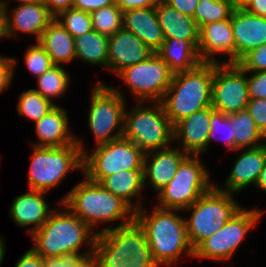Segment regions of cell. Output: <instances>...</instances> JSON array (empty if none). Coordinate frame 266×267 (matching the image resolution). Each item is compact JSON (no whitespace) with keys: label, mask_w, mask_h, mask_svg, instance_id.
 <instances>
[{"label":"cell","mask_w":266,"mask_h":267,"mask_svg":"<svg viewBox=\"0 0 266 267\" xmlns=\"http://www.w3.org/2000/svg\"><path fill=\"white\" fill-rule=\"evenodd\" d=\"M17 59L9 56L0 55V93L6 91L14 78V70ZM5 90V91H4Z\"/></svg>","instance_id":"40"},{"label":"cell","mask_w":266,"mask_h":267,"mask_svg":"<svg viewBox=\"0 0 266 267\" xmlns=\"http://www.w3.org/2000/svg\"><path fill=\"white\" fill-rule=\"evenodd\" d=\"M173 74L162 58L153 52L146 60L124 68L116 76L124 81L136 102L151 104L162 100Z\"/></svg>","instance_id":"13"},{"label":"cell","mask_w":266,"mask_h":267,"mask_svg":"<svg viewBox=\"0 0 266 267\" xmlns=\"http://www.w3.org/2000/svg\"><path fill=\"white\" fill-rule=\"evenodd\" d=\"M213 139L224 142V145H226L228 149L235 152V132L233 125L229 122V115L217 111L211 106V121L207 150Z\"/></svg>","instance_id":"35"},{"label":"cell","mask_w":266,"mask_h":267,"mask_svg":"<svg viewBox=\"0 0 266 267\" xmlns=\"http://www.w3.org/2000/svg\"><path fill=\"white\" fill-rule=\"evenodd\" d=\"M17 111L19 115L29 118L34 123L44 117L56 103L44 98L34 89L25 90L19 95Z\"/></svg>","instance_id":"33"},{"label":"cell","mask_w":266,"mask_h":267,"mask_svg":"<svg viewBox=\"0 0 266 267\" xmlns=\"http://www.w3.org/2000/svg\"><path fill=\"white\" fill-rule=\"evenodd\" d=\"M237 151H241L240 155L235 159L224 186L215 185L219 190L233 194L240 193L249 185L255 186L266 161V150L261 146Z\"/></svg>","instance_id":"17"},{"label":"cell","mask_w":266,"mask_h":267,"mask_svg":"<svg viewBox=\"0 0 266 267\" xmlns=\"http://www.w3.org/2000/svg\"><path fill=\"white\" fill-rule=\"evenodd\" d=\"M246 110L259 130L266 125V98L249 99Z\"/></svg>","instance_id":"41"},{"label":"cell","mask_w":266,"mask_h":267,"mask_svg":"<svg viewBox=\"0 0 266 267\" xmlns=\"http://www.w3.org/2000/svg\"><path fill=\"white\" fill-rule=\"evenodd\" d=\"M152 53L132 32L122 28L108 39L107 70L117 75L124 68L146 60Z\"/></svg>","instance_id":"21"},{"label":"cell","mask_w":266,"mask_h":267,"mask_svg":"<svg viewBox=\"0 0 266 267\" xmlns=\"http://www.w3.org/2000/svg\"><path fill=\"white\" fill-rule=\"evenodd\" d=\"M188 156L179 147H168L144 154V186L148 182L158 193L175 176L180 163Z\"/></svg>","instance_id":"19"},{"label":"cell","mask_w":266,"mask_h":267,"mask_svg":"<svg viewBox=\"0 0 266 267\" xmlns=\"http://www.w3.org/2000/svg\"><path fill=\"white\" fill-rule=\"evenodd\" d=\"M122 28L132 32L149 49L156 52L165 40L155 7L126 10Z\"/></svg>","instance_id":"24"},{"label":"cell","mask_w":266,"mask_h":267,"mask_svg":"<svg viewBox=\"0 0 266 267\" xmlns=\"http://www.w3.org/2000/svg\"><path fill=\"white\" fill-rule=\"evenodd\" d=\"M247 89L250 99L266 98V71L247 72Z\"/></svg>","instance_id":"39"},{"label":"cell","mask_w":266,"mask_h":267,"mask_svg":"<svg viewBox=\"0 0 266 267\" xmlns=\"http://www.w3.org/2000/svg\"><path fill=\"white\" fill-rule=\"evenodd\" d=\"M235 7L245 9L253 0H233Z\"/></svg>","instance_id":"52"},{"label":"cell","mask_w":266,"mask_h":267,"mask_svg":"<svg viewBox=\"0 0 266 267\" xmlns=\"http://www.w3.org/2000/svg\"><path fill=\"white\" fill-rule=\"evenodd\" d=\"M38 42L54 65L63 66L76 60L74 37L56 19L44 30Z\"/></svg>","instance_id":"27"},{"label":"cell","mask_w":266,"mask_h":267,"mask_svg":"<svg viewBox=\"0 0 266 267\" xmlns=\"http://www.w3.org/2000/svg\"><path fill=\"white\" fill-rule=\"evenodd\" d=\"M109 37L92 30L74 38L76 59L107 69Z\"/></svg>","instance_id":"29"},{"label":"cell","mask_w":266,"mask_h":267,"mask_svg":"<svg viewBox=\"0 0 266 267\" xmlns=\"http://www.w3.org/2000/svg\"><path fill=\"white\" fill-rule=\"evenodd\" d=\"M146 105L137 102L129 112L125 109L123 137L144 153L170 147L174 143L173 125L161 102Z\"/></svg>","instance_id":"7"},{"label":"cell","mask_w":266,"mask_h":267,"mask_svg":"<svg viewBox=\"0 0 266 267\" xmlns=\"http://www.w3.org/2000/svg\"><path fill=\"white\" fill-rule=\"evenodd\" d=\"M260 146L266 150V125L260 129Z\"/></svg>","instance_id":"50"},{"label":"cell","mask_w":266,"mask_h":267,"mask_svg":"<svg viewBox=\"0 0 266 267\" xmlns=\"http://www.w3.org/2000/svg\"><path fill=\"white\" fill-rule=\"evenodd\" d=\"M255 187L256 189L258 188L259 190L266 192V161L264 163L263 169L260 172V176Z\"/></svg>","instance_id":"49"},{"label":"cell","mask_w":266,"mask_h":267,"mask_svg":"<svg viewBox=\"0 0 266 267\" xmlns=\"http://www.w3.org/2000/svg\"><path fill=\"white\" fill-rule=\"evenodd\" d=\"M115 2L124 12L126 10L155 7L158 0H115Z\"/></svg>","instance_id":"45"},{"label":"cell","mask_w":266,"mask_h":267,"mask_svg":"<svg viewBox=\"0 0 266 267\" xmlns=\"http://www.w3.org/2000/svg\"><path fill=\"white\" fill-rule=\"evenodd\" d=\"M69 73L61 65H54L37 78L38 88L34 89L44 98L52 100L62 97L69 89Z\"/></svg>","instance_id":"31"},{"label":"cell","mask_w":266,"mask_h":267,"mask_svg":"<svg viewBox=\"0 0 266 267\" xmlns=\"http://www.w3.org/2000/svg\"><path fill=\"white\" fill-rule=\"evenodd\" d=\"M24 59L26 68L36 79L54 66L50 56L39 42L27 48Z\"/></svg>","instance_id":"37"},{"label":"cell","mask_w":266,"mask_h":267,"mask_svg":"<svg viewBox=\"0 0 266 267\" xmlns=\"http://www.w3.org/2000/svg\"><path fill=\"white\" fill-rule=\"evenodd\" d=\"M55 19L74 37L93 30L89 12L70 8L61 11ZM62 19V20H61Z\"/></svg>","instance_id":"36"},{"label":"cell","mask_w":266,"mask_h":267,"mask_svg":"<svg viewBox=\"0 0 266 267\" xmlns=\"http://www.w3.org/2000/svg\"><path fill=\"white\" fill-rule=\"evenodd\" d=\"M214 63L201 62L197 67L174 73L169 88L160 101L174 126L196 111L211 106Z\"/></svg>","instance_id":"5"},{"label":"cell","mask_w":266,"mask_h":267,"mask_svg":"<svg viewBox=\"0 0 266 267\" xmlns=\"http://www.w3.org/2000/svg\"><path fill=\"white\" fill-rule=\"evenodd\" d=\"M20 4H34V3H43V0H16Z\"/></svg>","instance_id":"53"},{"label":"cell","mask_w":266,"mask_h":267,"mask_svg":"<svg viewBox=\"0 0 266 267\" xmlns=\"http://www.w3.org/2000/svg\"><path fill=\"white\" fill-rule=\"evenodd\" d=\"M235 9L233 0H200L193 19L198 28L216 21L231 19Z\"/></svg>","instance_id":"32"},{"label":"cell","mask_w":266,"mask_h":267,"mask_svg":"<svg viewBox=\"0 0 266 267\" xmlns=\"http://www.w3.org/2000/svg\"><path fill=\"white\" fill-rule=\"evenodd\" d=\"M156 53L173 73L191 70L202 62L197 49L183 39L165 38Z\"/></svg>","instance_id":"28"},{"label":"cell","mask_w":266,"mask_h":267,"mask_svg":"<svg viewBox=\"0 0 266 267\" xmlns=\"http://www.w3.org/2000/svg\"><path fill=\"white\" fill-rule=\"evenodd\" d=\"M95 267H158L153 261L146 232L134 219L124 226H107L97 231Z\"/></svg>","instance_id":"3"},{"label":"cell","mask_w":266,"mask_h":267,"mask_svg":"<svg viewBox=\"0 0 266 267\" xmlns=\"http://www.w3.org/2000/svg\"><path fill=\"white\" fill-rule=\"evenodd\" d=\"M94 85L90 94L88 125L97 146L123 137L127 105L119 88L108 86L101 80Z\"/></svg>","instance_id":"10"},{"label":"cell","mask_w":266,"mask_h":267,"mask_svg":"<svg viewBox=\"0 0 266 267\" xmlns=\"http://www.w3.org/2000/svg\"><path fill=\"white\" fill-rule=\"evenodd\" d=\"M231 27L236 49V63L249 51L266 43V18L235 7Z\"/></svg>","instance_id":"20"},{"label":"cell","mask_w":266,"mask_h":267,"mask_svg":"<svg viewBox=\"0 0 266 267\" xmlns=\"http://www.w3.org/2000/svg\"><path fill=\"white\" fill-rule=\"evenodd\" d=\"M93 30L107 37L122 29L123 11L116 5L102 7L90 13Z\"/></svg>","instance_id":"34"},{"label":"cell","mask_w":266,"mask_h":267,"mask_svg":"<svg viewBox=\"0 0 266 267\" xmlns=\"http://www.w3.org/2000/svg\"><path fill=\"white\" fill-rule=\"evenodd\" d=\"M166 3L180 11L182 14L193 18L195 8L200 0H164Z\"/></svg>","instance_id":"46"},{"label":"cell","mask_w":266,"mask_h":267,"mask_svg":"<svg viewBox=\"0 0 266 267\" xmlns=\"http://www.w3.org/2000/svg\"><path fill=\"white\" fill-rule=\"evenodd\" d=\"M93 258L44 259V267H91Z\"/></svg>","instance_id":"42"},{"label":"cell","mask_w":266,"mask_h":267,"mask_svg":"<svg viewBox=\"0 0 266 267\" xmlns=\"http://www.w3.org/2000/svg\"><path fill=\"white\" fill-rule=\"evenodd\" d=\"M77 145L64 147H37L31 144L33 154L28 170V187L49 192L59 186L71 170H83V153L87 148L76 136Z\"/></svg>","instance_id":"6"},{"label":"cell","mask_w":266,"mask_h":267,"mask_svg":"<svg viewBox=\"0 0 266 267\" xmlns=\"http://www.w3.org/2000/svg\"><path fill=\"white\" fill-rule=\"evenodd\" d=\"M69 122L67 110L56 104L34 124L38 142H34L33 146L64 147L77 145L76 135L71 132Z\"/></svg>","instance_id":"22"},{"label":"cell","mask_w":266,"mask_h":267,"mask_svg":"<svg viewBox=\"0 0 266 267\" xmlns=\"http://www.w3.org/2000/svg\"><path fill=\"white\" fill-rule=\"evenodd\" d=\"M113 4H116L115 0H73L72 8L91 13Z\"/></svg>","instance_id":"43"},{"label":"cell","mask_w":266,"mask_h":267,"mask_svg":"<svg viewBox=\"0 0 266 267\" xmlns=\"http://www.w3.org/2000/svg\"><path fill=\"white\" fill-rule=\"evenodd\" d=\"M214 185L200 155H188L180 163L171 181L158 192L156 207L185 212Z\"/></svg>","instance_id":"9"},{"label":"cell","mask_w":266,"mask_h":267,"mask_svg":"<svg viewBox=\"0 0 266 267\" xmlns=\"http://www.w3.org/2000/svg\"><path fill=\"white\" fill-rule=\"evenodd\" d=\"M237 64L246 72L266 71V43L246 53Z\"/></svg>","instance_id":"38"},{"label":"cell","mask_w":266,"mask_h":267,"mask_svg":"<svg viewBox=\"0 0 266 267\" xmlns=\"http://www.w3.org/2000/svg\"><path fill=\"white\" fill-rule=\"evenodd\" d=\"M229 122L235 132V151L260 146V130L246 109L230 114Z\"/></svg>","instance_id":"30"},{"label":"cell","mask_w":266,"mask_h":267,"mask_svg":"<svg viewBox=\"0 0 266 267\" xmlns=\"http://www.w3.org/2000/svg\"><path fill=\"white\" fill-rule=\"evenodd\" d=\"M83 178L59 200V203L64 204L96 234L97 231L93 228H96L97 224L120 221V227L134 220L135 212L124 201L100 183L90 181L85 176Z\"/></svg>","instance_id":"4"},{"label":"cell","mask_w":266,"mask_h":267,"mask_svg":"<svg viewBox=\"0 0 266 267\" xmlns=\"http://www.w3.org/2000/svg\"><path fill=\"white\" fill-rule=\"evenodd\" d=\"M100 184L124 201L134 212L143 207L141 200L142 190L145 188L143 170L119 171L106 176ZM135 197H138L137 203L132 202Z\"/></svg>","instance_id":"26"},{"label":"cell","mask_w":266,"mask_h":267,"mask_svg":"<svg viewBox=\"0 0 266 267\" xmlns=\"http://www.w3.org/2000/svg\"><path fill=\"white\" fill-rule=\"evenodd\" d=\"M211 106L196 111L183 118L173 126L174 141L178 140L179 148L188 155H202L207 151L210 132Z\"/></svg>","instance_id":"18"},{"label":"cell","mask_w":266,"mask_h":267,"mask_svg":"<svg viewBox=\"0 0 266 267\" xmlns=\"http://www.w3.org/2000/svg\"><path fill=\"white\" fill-rule=\"evenodd\" d=\"M263 213L258 208L248 210L242 207L220 230L203 240L193 250V259L219 262L229 260L249 231L258 224Z\"/></svg>","instance_id":"12"},{"label":"cell","mask_w":266,"mask_h":267,"mask_svg":"<svg viewBox=\"0 0 266 267\" xmlns=\"http://www.w3.org/2000/svg\"><path fill=\"white\" fill-rule=\"evenodd\" d=\"M245 9L254 15L266 18V0H253Z\"/></svg>","instance_id":"48"},{"label":"cell","mask_w":266,"mask_h":267,"mask_svg":"<svg viewBox=\"0 0 266 267\" xmlns=\"http://www.w3.org/2000/svg\"><path fill=\"white\" fill-rule=\"evenodd\" d=\"M47 192L29 189L28 192L14 198L10 207V218L16 225L20 227L31 226L27 230L29 234H33L48 219L53 210L44 196Z\"/></svg>","instance_id":"23"},{"label":"cell","mask_w":266,"mask_h":267,"mask_svg":"<svg viewBox=\"0 0 266 267\" xmlns=\"http://www.w3.org/2000/svg\"><path fill=\"white\" fill-rule=\"evenodd\" d=\"M43 4L56 17L61 11L72 8L73 0H43Z\"/></svg>","instance_id":"47"},{"label":"cell","mask_w":266,"mask_h":267,"mask_svg":"<svg viewBox=\"0 0 266 267\" xmlns=\"http://www.w3.org/2000/svg\"><path fill=\"white\" fill-rule=\"evenodd\" d=\"M142 207L135 212V220L146 232L153 261L158 267H171L185 254L193 258L184 217L178 211L154 207L151 213Z\"/></svg>","instance_id":"2"},{"label":"cell","mask_w":266,"mask_h":267,"mask_svg":"<svg viewBox=\"0 0 266 267\" xmlns=\"http://www.w3.org/2000/svg\"><path fill=\"white\" fill-rule=\"evenodd\" d=\"M197 52L202 62L236 63V49L231 27V19L216 21L203 25L199 29V43ZM226 57L216 59V55Z\"/></svg>","instance_id":"16"},{"label":"cell","mask_w":266,"mask_h":267,"mask_svg":"<svg viewBox=\"0 0 266 267\" xmlns=\"http://www.w3.org/2000/svg\"><path fill=\"white\" fill-rule=\"evenodd\" d=\"M155 10L165 38L188 40L198 49L199 28L192 17L182 14L164 0H158Z\"/></svg>","instance_id":"25"},{"label":"cell","mask_w":266,"mask_h":267,"mask_svg":"<svg viewBox=\"0 0 266 267\" xmlns=\"http://www.w3.org/2000/svg\"><path fill=\"white\" fill-rule=\"evenodd\" d=\"M249 99L247 72L237 63H214L211 106L230 115L245 110Z\"/></svg>","instance_id":"14"},{"label":"cell","mask_w":266,"mask_h":267,"mask_svg":"<svg viewBox=\"0 0 266 267\" xmlns=\"http://www.w3.org/2000/svg\"><path fill=\"white\" fill-rule=\"evenodd\" d=\"M53 209L47 221L32 235V249L43 259L93 258L96 233L64 204ZM87 251L80 252L83 245ZM90 248V249H89Z\"/></svg>","instance_id":"1"},{"label":"cell","mask_w":266,"mask_h":267,"mask_svg":"<svg viewBox=\"0 0 266 267\" xmlns=\"http://www.w3.org/2000/svg\"><path fill=\"white\" fill-rule=\"evenodd\" d=\"M144 152L124 137L100 144L93 153H83V174L100 183L106 176L124 170H143Z\"/></svg>","instance_id":"11"},{"label":"cell","mask_w":266,"mask_h":267,"mask_svg":"<svg viewBox=\"0 0 266 267\" xmlns=\"http://www.w3.org/2000/svg\"><path fill=\"white\" fill-rule=\"evenodd\" d=\"M0 4L4 9L3 38H15L21 32L35 35L38 42L44 30L55 19L43 3L18 4L16 8L10 9L11 12L9 1L0 0Z\"/></svg>","instance_id":"15"},{"label":"cell","mask_w":266,"mask_h":267,"mask_svg":"<svg viewBox=\"0 0 266 267\" xmlns=\"http://www.w3.org/2000/svg\"><path fill=\"white\" fill-rule=\"evenodd\" d=\"M5 248L6 246H5L4 238L3 236L0 235V267H1L2 261L4 260L5 250H6Z\"/></svg>","instance_id":"51"},{"label":"cell","mask_w":266,"mask_h":267,"mask_svg":"<svg viewBox=\"0 0 266 267\" xmlns=\"http://www.w3.org/2000/svg\"><path fill=\"white\" fill-rule=\"evenodd\" d=\"M233 193L219 190L215 185L198 198L185 211L187 235L194 250L203 240L220 230L243 206L237 203Z\"/></svg>","instance_id":"8"},{"label":"cell","mask_w":266,"mask_h":267,"mask_svg":"<svg viewBox=\"0 0 266 267\" xmlns=\"http://www.w3.org/2000/svg\"><path fill=\"white\" fill-rule=\"evenodd\" d=\"M15 267H44V259L30 248L18 259Z\"/></svg>","instance_id":"44"}]
</instances>
